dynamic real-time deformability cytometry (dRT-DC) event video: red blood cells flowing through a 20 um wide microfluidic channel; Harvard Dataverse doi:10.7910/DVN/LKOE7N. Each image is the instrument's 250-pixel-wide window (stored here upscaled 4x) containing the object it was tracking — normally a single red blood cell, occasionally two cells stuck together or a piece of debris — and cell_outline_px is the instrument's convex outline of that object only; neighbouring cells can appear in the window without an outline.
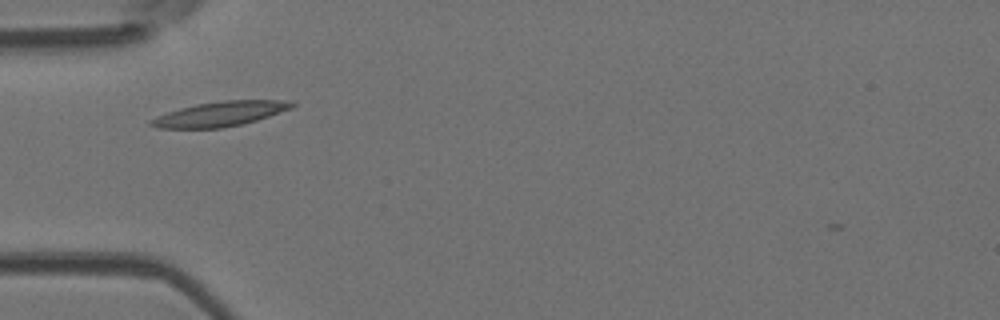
{"species": "Egyptian fruit bat (a non-hibernating species)", "species_latin": "Rousettus aegyptiacus", "temperature_condition": "room temperature", "stored_images_in_passage": 4, "camera_frame_rate_fps": 3000, "um_per_image_px": 0.085, "animal": {"sex": "female"}, "frame": {"image": 1, "passage_image": 1, "time_ms": 0.0, "image_size_px": [1000, 320], "cell_outline_px": [[296, 104], [292, 108], [256, 120], [224, 128], [156, 128], [148, 124], [148, 120], [156, 116], [180, 108], [196, 104], [224, 100], [292, 100]], "centroid_in_image_um": [18.69, 9.68], "position_along_channel_um": 66.3, "area_um2": 20.35}}
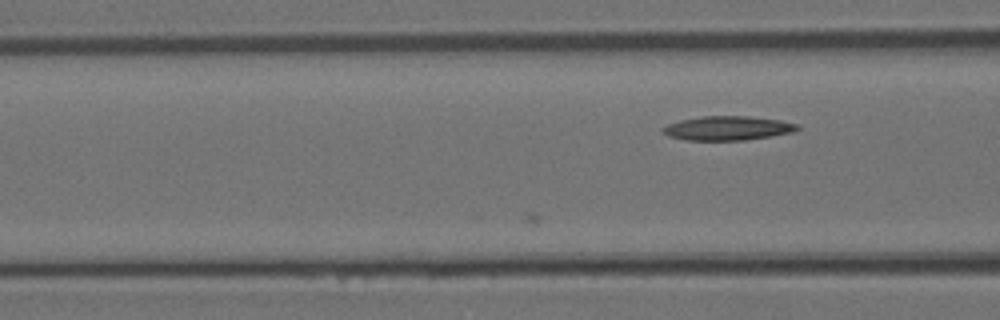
{"frame": {"image": 2, "passage_image": 4, "time_ms": 1.0, "image_size_px": [1000, 320], "cell_outline_px": [[800, 128], [792, 132], [772, 136], [744, 140], [688, 140], [668, 136], [660, 128], [668, 124], [680, 120], [704, 116], [748, 116], [780, 120], [800, 124]], "centroid_in_image_um": [61.87, 10.89], "position_along_channel_um": 104.7, "area_um2": 18.9}}